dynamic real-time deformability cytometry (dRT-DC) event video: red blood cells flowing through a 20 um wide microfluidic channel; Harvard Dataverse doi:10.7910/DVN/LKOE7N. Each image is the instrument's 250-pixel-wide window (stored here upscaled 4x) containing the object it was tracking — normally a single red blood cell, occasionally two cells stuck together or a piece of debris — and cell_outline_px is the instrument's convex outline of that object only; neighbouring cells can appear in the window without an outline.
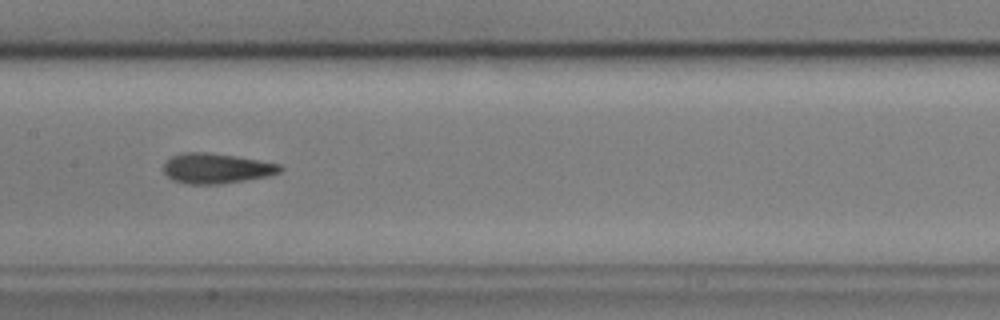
{"species": "common noctule bat (a hibernating species)", "species_latin": "Nyctalus noctula", "temperature_condition": "cold", "stored_images_in_passage": 43, "camera_frame_rate_fps": 3000, "um_per_image_px": 0.085, "animal": {"sex": "male", "body_mass_g": 17.9, "forearm_length_mm": 54.2}, "frame": {"image": 1, "passage_image": 14, "time_ms": 4.333, "image_size_px": [1000, 320], "cell_outline_px": [[284, 168], [280, 172], [268, 176], [220, 184], [188, 184], [172, 180], [160, 168], [172, 156], [184, 152], [208, 152], [236, 156], [280, 164]], "centroid_in_image_um": [18.37, 14.31], "position_along_channel_um": 189.0, "area_um2": 20.52}}
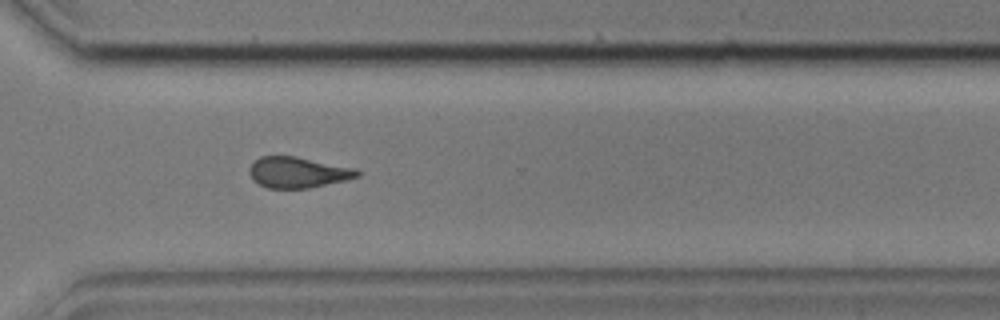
{"frame": {"image": 2, "passage_image": 27, "time_ms": 8.667, "image_size_px": [1000, 320], "cell_outline_px": [[360, 176], [344, 180], [308, 188], [268, 188], [252, 180], [248, 172], [248, 168], [260, 156], [296, 156], [356, 168], [360, 172]], "centroid_in_image_um": [25.3, 14.64], "position_along_channel_um": 345.3, "area_um2": 19.36}}
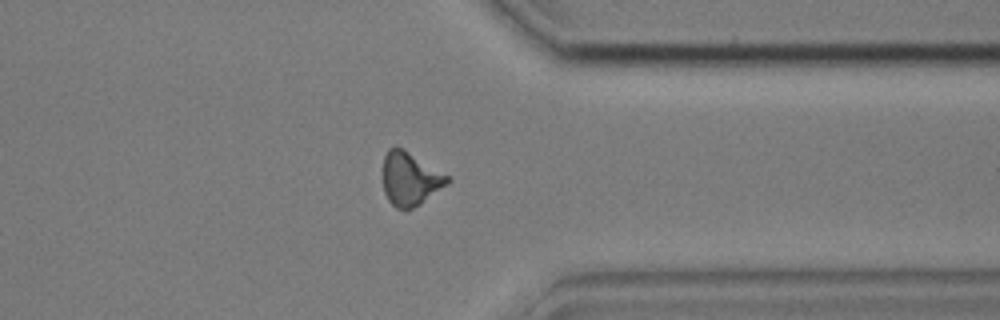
{"frame": {"image": 3, "passage_image": 30, "time_ms": 9.667, "image_size_px": [1000, 320], "cell_outline_px": [[452, 180], [448, 184], [420, 204], [412, 208], [396, 208], [388, 200], [384, 192], [384, 156], [388, 148], [404, 148], [452, 176]], "centroid_in_image_um": [34.92, 15.18], "position_along_channel_um": 376.5, "area_um2": 20.23}, "authors_computed_cell_mechanics": {"area_um2": 20.0566, "velocity_mm_per_s": 3.6136, "shape_relaxation_time_tau1_ms": 4.3951, "shape_relaxation_time_tau2_ms": 2.3793, "deformation_change_tau1": 0.1159, "deformation_change_tau2": 0.0967}}